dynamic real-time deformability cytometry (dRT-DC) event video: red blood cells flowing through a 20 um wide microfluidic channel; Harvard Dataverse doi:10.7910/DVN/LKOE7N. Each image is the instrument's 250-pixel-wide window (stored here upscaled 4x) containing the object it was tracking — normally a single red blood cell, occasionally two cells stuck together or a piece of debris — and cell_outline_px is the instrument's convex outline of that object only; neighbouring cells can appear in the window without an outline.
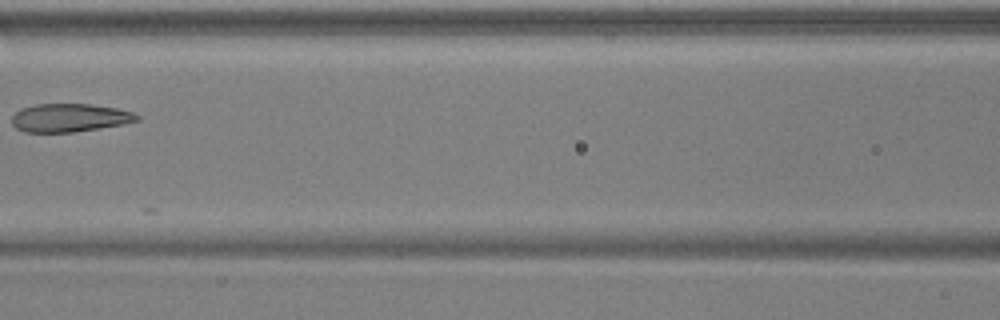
{"species": "common noctule bat (a hibernating species)", "species_latin": "Nyctalus noctula", "temperature_condition": "warm", "stored_images_in_passage": 4, "camera_frame_rate_fps": 3000, "um_per_image_px": 0.085, "animal": {"sex": "male", "body_mass_g": 17.9, "forearm_length_mm": 54.2}, "frame": {"image": 1, "passage_image": 3, "time_ms": 0.667, "image_size_px": [1000, 320], "cell_outline_px": [[140, 120], [100, 128], [72, 132], [24, 132], [16, 128], [12, 124], [12, 116], [20, 108], [36, 104], [88, 104], [116, 108], [132, 112], [140, 116]], "centroid_in_image_um": [5.88, 10.01], "position_along_channel_um": 160.7, "area_um2": 20.52}}
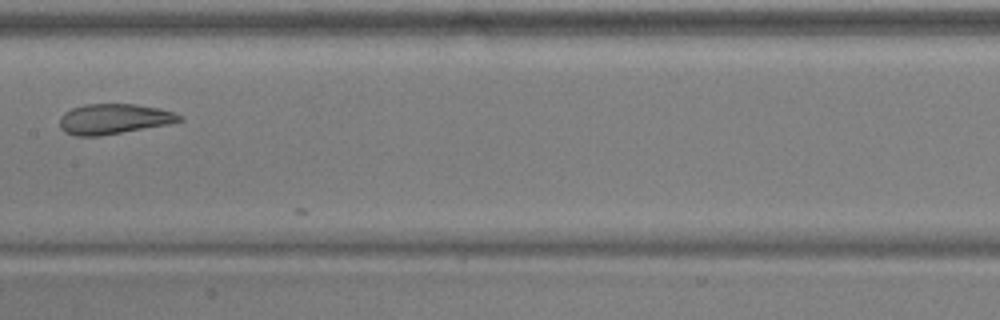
{"frame": {"image": 2, "passage_image": 4, "time_ms": 1.0, "image_size_px": [1000, 320], "cell_outline_px": [[184, 120], [168, 124], [100, 136], [76, 136], [64, 132], [60, 128], [60, 116], [64, 112], [72, 108], [84, 104], [136, 104], [160, 108], [184, 116]], "centroid_in_image_um": [9.67, 10.11], "position_along_channel_um": 197.7, "area_um2": 21.21}}